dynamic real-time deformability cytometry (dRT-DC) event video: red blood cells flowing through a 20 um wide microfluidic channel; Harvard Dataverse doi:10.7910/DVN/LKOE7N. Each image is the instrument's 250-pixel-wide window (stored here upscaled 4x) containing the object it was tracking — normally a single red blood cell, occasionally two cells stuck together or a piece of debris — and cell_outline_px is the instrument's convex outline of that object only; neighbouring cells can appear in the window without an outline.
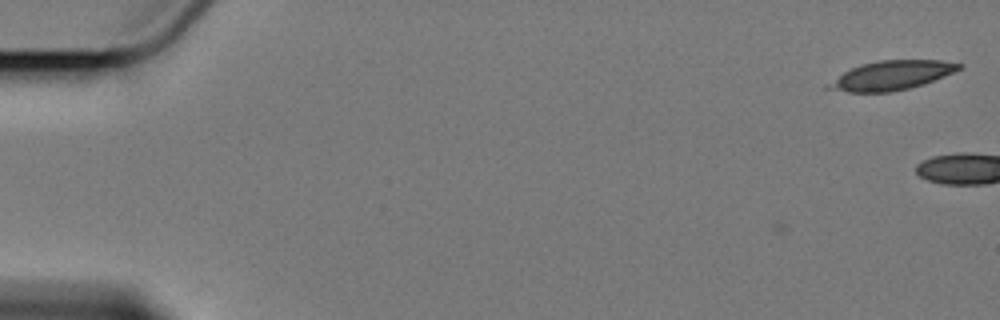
{"species": "Egyptian fruit bat (a non-hibernating species)", "species_latin": "Rousettus aegyptiacus", "temperature_condition": "cold", "stored_images_in_passage": 2, "camera_frame_rate_fps": 3000, "um_per_image_px": 0.085, "animal": {"sex": "female"}, "frame": {"image": 1, "passage_image": 2, "time_ms": 1.333, "image_size_px": [1000, 320], "cell_outline_px": [[964, 68], [924, 84], [892, 92], [848, 92], [824, 88], [824, 84], [844, 72], [860, 64], [880, 60], [940, 60], [964, 64]], "centroid_in_image_um": [75.77, 6.41], "position_along_channel_um": 9.2, "area_um2": 22.31}}